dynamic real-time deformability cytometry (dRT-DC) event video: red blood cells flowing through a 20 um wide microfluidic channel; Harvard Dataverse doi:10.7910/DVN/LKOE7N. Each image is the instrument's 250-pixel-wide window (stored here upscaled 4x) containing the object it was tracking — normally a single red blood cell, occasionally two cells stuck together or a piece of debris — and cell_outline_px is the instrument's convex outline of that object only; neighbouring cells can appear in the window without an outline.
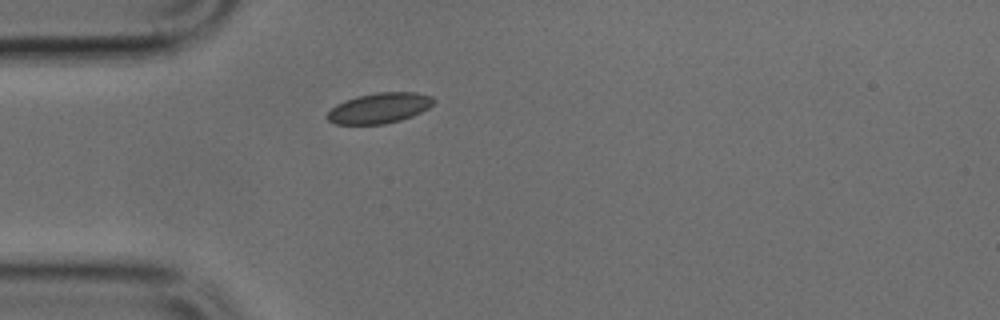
{"species": "common noctule bat (a hibernating species)", "species_latin": "Nyctalus noctula", "temperature_condition": "cold", "stored_images_in_passage": 29, "camera_frame_rate_fps": 3000, "um_per_image_px": 0.085, "animal": {"sex": "male", "body_mass_g": 17.9, "forearm_length_mm": 54.2}, "frame": {"image": 1, "passage_image": 1, "time_ms": 0.0, "image_size_px": [1000, 320], "cell_outline_px": [[436, 100], [428, 108], [412, 116], [400, 120], [384, 124], [336, 124], [328, 120], [328, 112], [336, 104], [344, 100], [356, 96], [376, 92], [416, 92], [432, 96]], "centroid_in_image_um": [32.25, 9.17], "position_along_channel_um": 52.7, "area_um2": 18.84}}
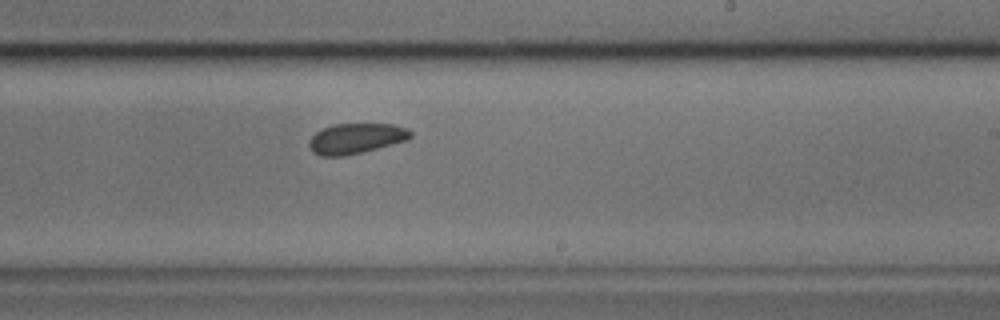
{"frame": {"image": 2, "passage_image": 17, "time_ms": 5.333, "image_size_px": [1000, 320], "cell_outline_px": [[412, 136], [408, 140], [344, 156], [320, 156], [312, 152], [308, 144], [312, 136], [316, 132], [332, 124], [392, 124], [408, 128], [412, 132]], "centroid_in_image_um": [30.26, 11.76], "position_along_channel_um": 258.7, "area_um2": 17.86}}
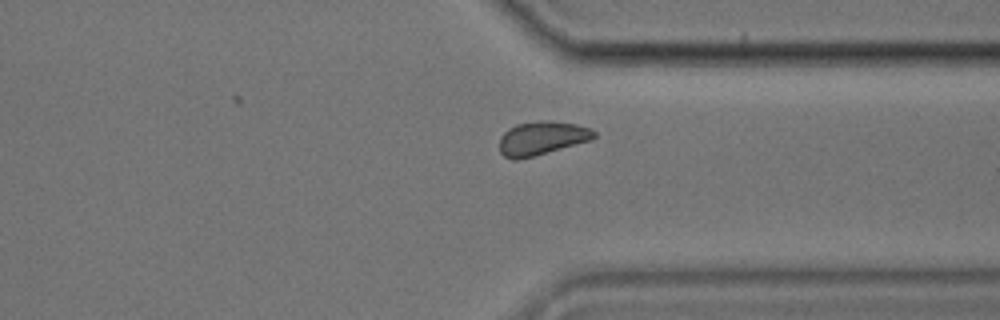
{"frame": {"image": 3, "passage_image": 25, "time_ms": 8.0, "image_size_px": [1000, 320], "cell_outline_px": [[596, 136], [592, 140], [532, 156], [516, 160], [512, 160], [504, 156], [500, 152], [500, 136], [508, 128], [516, 124], [544, 120], [552, 120], [576, 124], [592, 128], [596, 132]], "centroid_in_image_um": [46.07, 11.73], "position_along_channel_um": 365.3, "area_um2": 18.61}}